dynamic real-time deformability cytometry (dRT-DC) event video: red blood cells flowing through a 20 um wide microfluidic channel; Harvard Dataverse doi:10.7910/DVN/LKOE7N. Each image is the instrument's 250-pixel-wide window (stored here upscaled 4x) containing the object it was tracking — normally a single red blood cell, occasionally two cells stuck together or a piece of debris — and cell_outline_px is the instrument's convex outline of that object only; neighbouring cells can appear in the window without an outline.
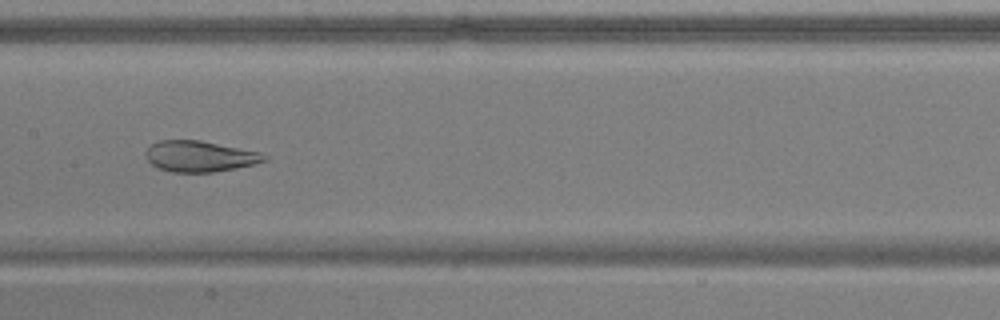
{"species": "common noctule bat (a hibernating species)", "species_latin": "Nyctalus noctula", "temperature_condition": "warm", "stored_images_in_passage": 53, "camera_frame_rate_fps": 3000, "um_per_image_px": 0.085, "animal": {"sex": "male", "body_mass_g": 17.9, "forearm_length_mm": 54.2}, "frame": {"image": 1, "passage_image": 27, "time_ms": 8.667, "image_size_px": [1000, 320], "cell_outline_px": [[268, 160], [256, 164], [236, 168], [212, 172], [172, 172], [160, 168], [152, 164], [148, 160], [144, 152], [152, 144], [160, 140], [200, 140], [260, 152], [268, 156]], "centroid_in_image_um": [17.01, 13.28], "position_along_channel_um": 190.4, "area_um2": 21.33}}
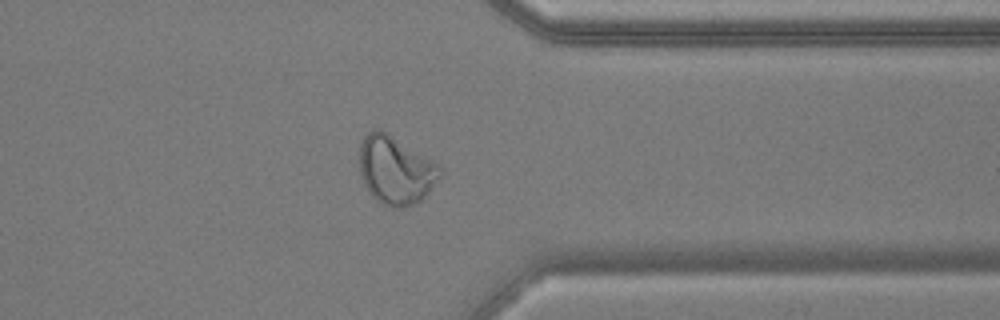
{"frame": {"image": 2, "passage_image": 42, "time_ms": 13.667, "image_size_px": [1000, 320], "cell_outline_px": [[444, 172], [428, 192], [416, 204], [404, 208], [392, 208], [376, 200], [368, 192], [360, 176], [360, 144], [364, 136], [372, 128], [384, 132], [432, 160]], "centroid_in_image_um": [33.6, 14.5], "position_along_channel_um": 377.8, "area_um2": 31.67}}
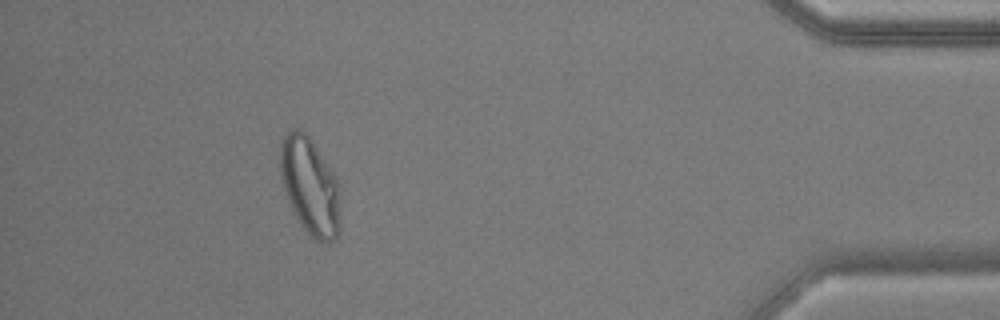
{"frame": {"image": 3, "passage_image": 48, "time_ms": 15.667, "image_size_px": [1000, 320], "cell_outline_px": [[340, 228], [336, 236], [328, 244], [324, 244], [316, 240], [300, 224], [288, 204], [280, 180], [280, 144], [284, 136], [292, 128], [300, 128], [308, 136], [336, 176], [340, 184]], "centroid_in_image_um": [26.35, 15.84], "position_along_channel_um": 408.9, "area_um2": 34.62}}